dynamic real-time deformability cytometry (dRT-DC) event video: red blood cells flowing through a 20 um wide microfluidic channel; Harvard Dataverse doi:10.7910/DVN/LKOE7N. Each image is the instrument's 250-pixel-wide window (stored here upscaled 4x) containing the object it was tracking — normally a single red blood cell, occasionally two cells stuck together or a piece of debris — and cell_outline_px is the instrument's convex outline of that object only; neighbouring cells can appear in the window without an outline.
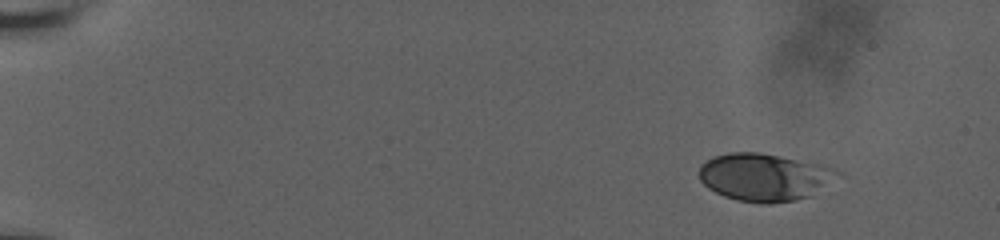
{"species": "human", "species_latin": "Homo sapiens", "temperature_condition": "room temperature", "stored_images_in_passage": 9, "camera_frame_rate_fps": 3000, "um_per_image_px": 0.085, "donor": {"sex": "male"}, "frame": {"image": 1, "passage_image": 1, "time_ms": 0.0, "image_size_px": [1000, 240], "cell_outline_px": [[828, 172], [812, 196], [796, 200], [768, 204], [764, 204], [736, 200], [724, 196], [708, 188], [700, 180], [700, 164], [712, 156], [728, 152], [760, 152], [780, 156], [824, 168]], "centroid_in_image_um": [64.65, 15.07], "position_along_channel_um": 20.4, "area_um2": 36.3}}
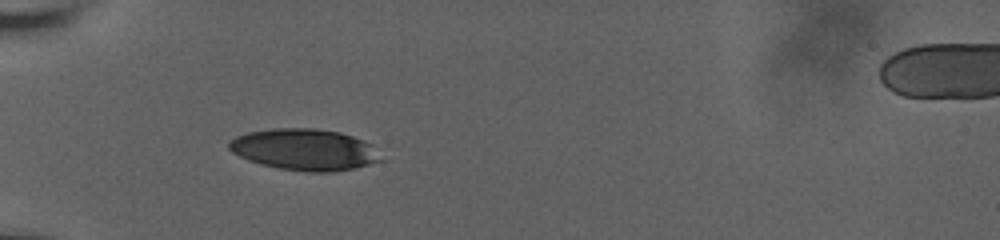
{"frame": {"image": 2, "passage_image": 7, "time_ms": 4.667, "image_size_px": [1000, 240], "cell_outline_px": [[384, 160], [352, 168], [332, 172], [308, 172], [280, 168], [260, 164], [248, 160], [232, 152], [228, 148], [228, 144], [236, 136], [248, 132], [272, 128], [316, 128], [340, 132], [364, 140], [372, 144]], "centroid_in_image_um": [25.9, 12.71], "position_along_channel_um": 59.1, "area_um2": 36.65}}
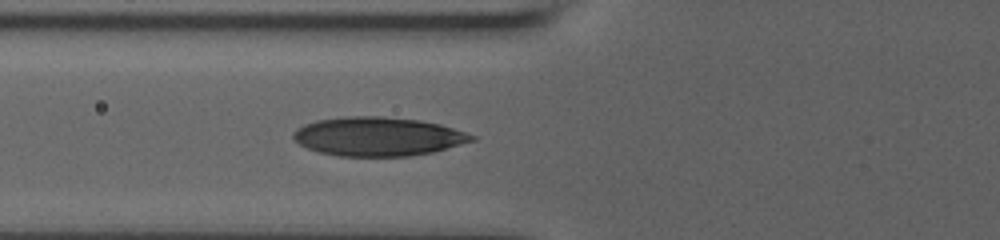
{"frame": {"image": 3, "passage_image": 9, "time_ms": 6.0, "image_size_px": [1000, 240], "cell_outline_px": [[476, 140], [432, 152], [408, 156], [336, 156], [320, 152], [308, 148], [300, 144], [292, 136], [292, 132], [296, 128], [304, 124], [316, 120], [348, 116], [380, 116], [420, 120], [440, 124], [476, 136]], "centroid_in_image_um": [32.1, 11.6], "position_along_channel_um": 93.7, "area_um2": 40.34}}